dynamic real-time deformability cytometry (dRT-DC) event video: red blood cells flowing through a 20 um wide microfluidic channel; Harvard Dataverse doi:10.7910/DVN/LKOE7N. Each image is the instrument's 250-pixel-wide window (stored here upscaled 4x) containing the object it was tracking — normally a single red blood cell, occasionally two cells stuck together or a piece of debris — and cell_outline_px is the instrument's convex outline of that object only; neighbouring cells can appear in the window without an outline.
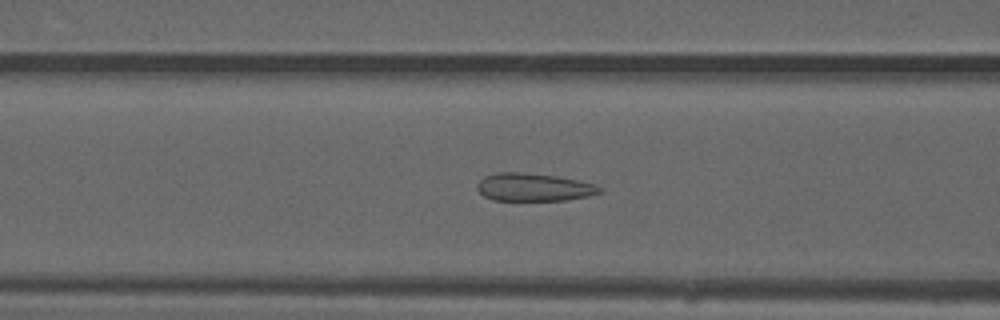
{"species": "common noctule bat (a hibernating species)", "species_latin": "Nyctalus noctula", "temperature_condition": "warm", "stored_images_in_passage": 36, "camera_frame_rate_fps": 3000, "um_per_image_px": 0.085, "animal": {"sex": "male", "forearm_length_mm": 52.5}, "frame": {"image": 1, "passage_image": 5, "time_ms": 1.333, "image_size_px": [1000, 320], "cell_outline_px": [[604, 188], [600, 192], [588, 196], [568, 200], [492, 200], [484, 196], [476, 188], [476, 184], [484, 176], [496, 172], [524, 172], [556, 176], [580, 180], [596, 184]], "centroid_in_image_um": [45.37, 15.9], "position_along_channel_um": 121.2, "area_um2": 20.11}}
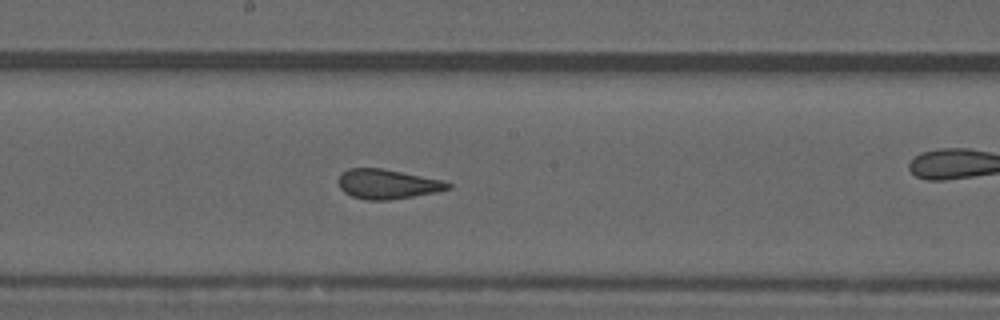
{"frame": {"image": 2, "passage_image": 12, "time_ms": 3.667, "image_size_px": [1000, 320], "cell_outline_px": [[452, 188], [436, 192], [388, 200], [368, 200], [352, 196], [344, 192], [340, 188], [336, 180], [340, 172], [348, 168], [384, 168], [440, 180], [452, 184]], "centroid_in_image_um": [32.86, 15.63], "position_along_channel_um": 215.3, "area_um2": 18.96}}
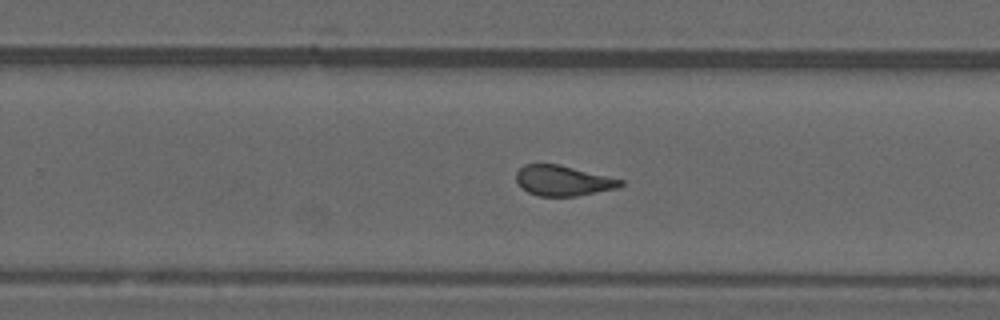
{"frame": {"image": 3, "passage_image": 17, "time_ms": 5.333, "image_size_px": [1000, 320], "cell_outline_px": [[624, 184], [620, 188], [576, 196], [540, 196], [528, 192], [516, 180], [516, 172], [524, 164], [560, 164], [624, 180]], "centroid_in_image_um": [47.9, 15.35], "position_along_channel_um": 281.9, "area_um2": 18.44}, "authors_computed_cell_mechanics": {"area_um2": 19.2474, "velocity_mm_per_s": 4.0316, "shape_relaxation_time_tau1_ms": null, "shape_relaxation_time_tau2_ms": 0.9559, "deformation_change_tau1": null, "deformation_change_tau2": 0.0874}}